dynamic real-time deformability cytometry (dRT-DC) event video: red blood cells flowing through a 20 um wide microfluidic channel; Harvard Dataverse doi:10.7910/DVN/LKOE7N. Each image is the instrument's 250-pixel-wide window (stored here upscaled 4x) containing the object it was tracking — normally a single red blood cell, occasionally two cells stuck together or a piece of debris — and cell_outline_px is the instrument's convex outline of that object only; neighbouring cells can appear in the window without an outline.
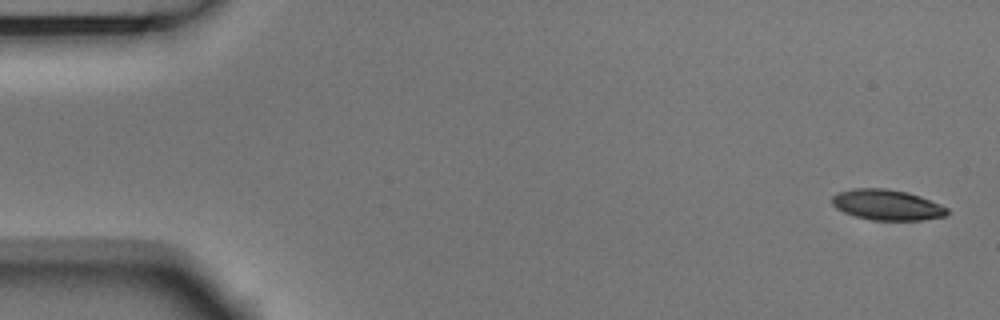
{"species": "Egyptian fruit bat (a non-hibernating species)", "species_latin": "Rousettus aegyptiacus", "temperature_condition": "room temperature", "stored_images_in_passage": 4, "camera_frame_rate_fps": 3000, "um_per_image_px": 0.085, "animal": {"sex": "male"}, "frame": {"image": 1, "passage_image": 1, "time_ms": 0.0, "image_size_px": [1000, 320], "cell_outline_px": [[948, 212], [944, 216], [920, 220], [872, 220], [856, 216], [844, 212], [836, 208], [832, 204], [832, 196], [836, 192], [852, 188], [888, 188], [908, 192], [920, 196], [940, 204], [948, 208]], "centroid_in_image_um": [75.37, 17.4], "position_along_channel_um": 9.6, "area_um2": 20.58}}